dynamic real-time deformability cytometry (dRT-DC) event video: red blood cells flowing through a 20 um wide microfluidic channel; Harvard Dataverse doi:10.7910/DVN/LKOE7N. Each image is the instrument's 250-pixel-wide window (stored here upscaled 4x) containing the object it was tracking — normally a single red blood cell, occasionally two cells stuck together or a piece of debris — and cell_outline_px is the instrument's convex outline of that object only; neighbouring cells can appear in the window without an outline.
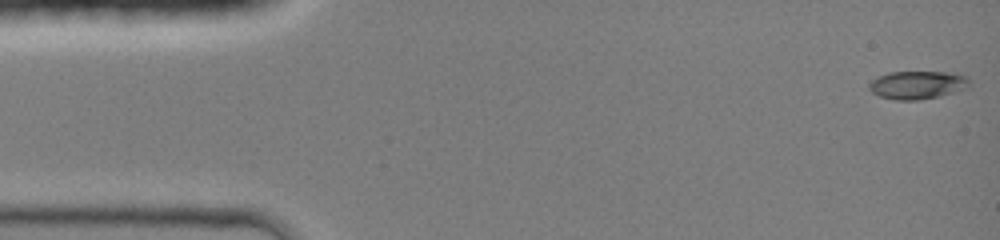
{"species": "common noctule bat (a hibernating species)", "species_latin": "Nyctalus noctula", "temperature_condition": "room temperature", "stored_images_in_passage": 44, "camera_frame_rate_fps": 3000, "um_per_image_px": 0.085, "animal": {"sex": "female", "body_mass_g": 19.0, "forearm_length_mm": 51.5}, "frame": {"image": 1, "passage_image": 1, "time_ms": 0.0, "image_size_px": [1000, 240], "cell_outline_px": [[968, 88], [936, 96], [916, 100], [896, 100], [880, 96], [872, 92], [868, 88], [868, 84], [876, 76], [888, 72], [952, 72], [968, 76]], "centroid_in_image_um": [77.94, 7.2], "position_along_channel_um": 7.1, "area_um2": 16.36}}
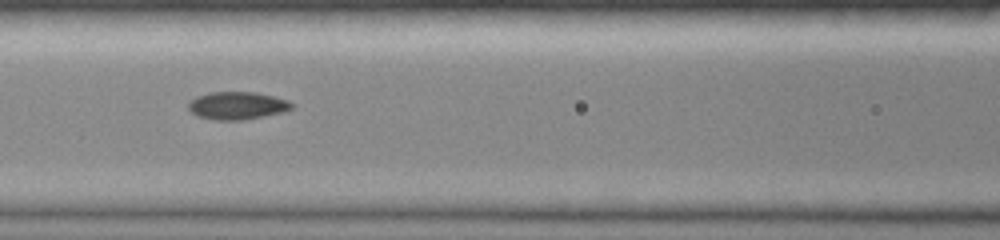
{"frame": {"image": 2, "passage_image": 19, "time_ms": 6.0, "image_size_px": [1000, 240], "cell_outline_px": [[296, 104], [292, 108], [284, 112], [244, 120], [216, 120], [200, 116], [192, 112], [188, 108], [188, 104], [196, 96], [212, 92], [256, 92], [288, 100]], "centroid_in_image_um": [20.21, 8.97], "position_along_channel_um": 146.4, "area_um2": 16.65}}
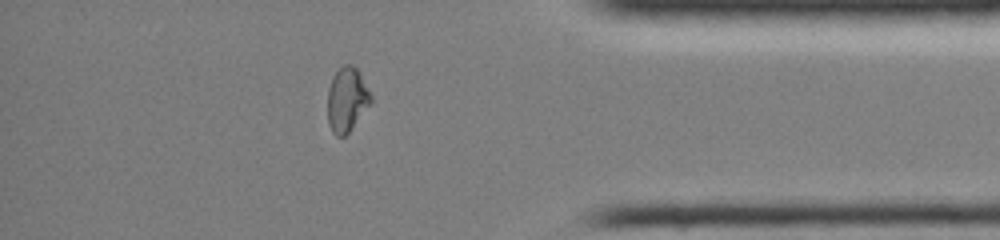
{"frame": {"image": 3, "passage_image": 38, "time_ms": 12.333, "image_size_px": [1000, 240], "cell_outline_px": [[372, 100], [352, 128], [344, 136], [336, 136], [332, 132], [328, 124], [328, 88], [336, 72], [344, 64], [352, 64], [360, 72], [372, 96]], "centroid_in_image_um": [29.48, 8.46], "position_along_channel_um": 405.7, "area_um2": 16.07}, "authors_computed_cell_mechanics": {"area_um2": 16.3574, "velocity_mm_per_s": 4.3154, "shape_relaxation_time_tau1_ms": null, "shape_relaxation_time_tau2_ms": 3.9632, "deformation_change_tau1": null, "deformation_change_tau2": 0.0402}}